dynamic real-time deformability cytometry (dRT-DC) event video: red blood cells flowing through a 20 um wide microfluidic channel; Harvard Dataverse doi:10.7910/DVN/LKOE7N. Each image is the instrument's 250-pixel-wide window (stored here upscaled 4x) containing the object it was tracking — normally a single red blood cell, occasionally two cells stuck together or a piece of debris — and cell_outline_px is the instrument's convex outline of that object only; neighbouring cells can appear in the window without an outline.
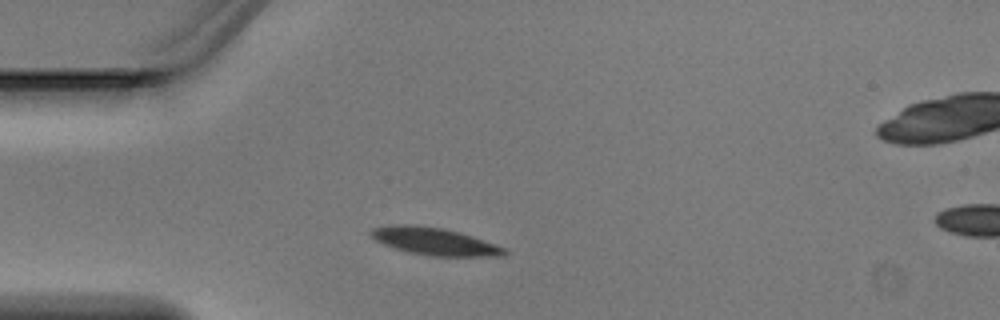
{"species": "Egyptian fruit bat (a non-hibernating species)", "species_latin": "Rousettus aegyptiacus", "temperature_condition": "warm", "stored_images_in_passage": 2, "segment_of_instrument_passage": [1, 2], "camera_frame_rate_fps": 3000, "um_per_image_px": 0.085, "animal": {"sex": "male"}, "frame": {"image": 1, "passage_image": 1, "time_ms": 0.0, "image_size_px": [1000, 320], "cell_outline_px": [[508, 252], [504, 256], [432, 256], [408, 252], [384, 244], [376, 240], [368, 232], [372, 228], [388, 224], [412, 224], [444, 228], [472, 236], [496, 244], [504, 248]], "centroid_in_image_um": [36.91, 20.5], "position_along_channel_um": 48.1, "area_um2": 21.33}}